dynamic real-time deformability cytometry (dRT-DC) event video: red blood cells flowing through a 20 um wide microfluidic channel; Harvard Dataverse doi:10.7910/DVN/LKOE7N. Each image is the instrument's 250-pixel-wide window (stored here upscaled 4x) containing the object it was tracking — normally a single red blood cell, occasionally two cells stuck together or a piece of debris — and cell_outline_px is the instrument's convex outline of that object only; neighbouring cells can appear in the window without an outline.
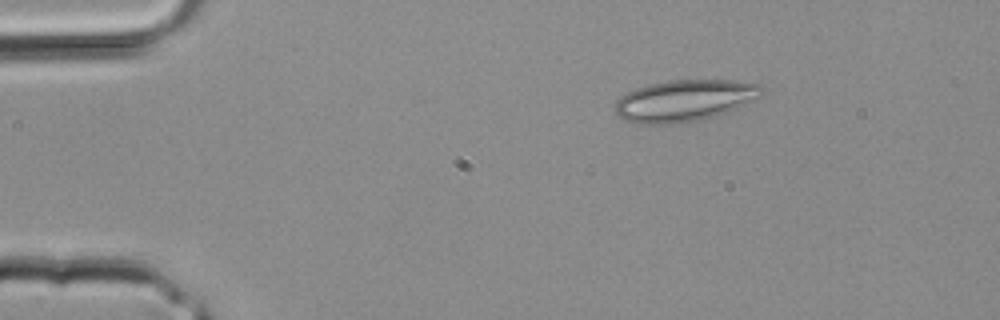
{"species": "common noctule bat (a hibernating species)", "species_latin": "Nyctalus noctula", "temperature_condition": "room temperature", "stored_images_in_passage": 2, "camera_frame_rate_fps": 3000, "um_per_image_px": 0.085, "animal": {"sex": "male", "body_mass_g": 20.4}, "frame": {"image": 1, "passage_image": 1, "time_ms": 0.0, "image_size_px": [1000, 320], "cell_outline_px": [[764, 92], [756, 100], [736, 108], [712, 116], [696, 120], [672, 124], [632, 124], [624, 120], [616, 112], [616, 100], [620, 96], [636, 88], [668, 80], [732, 80], [760, 84], [764, 88]], "centroid_in_image_um": [58.19, 8.54], "position_along_channel_um": 26.8, "area_um2": 35.43}}